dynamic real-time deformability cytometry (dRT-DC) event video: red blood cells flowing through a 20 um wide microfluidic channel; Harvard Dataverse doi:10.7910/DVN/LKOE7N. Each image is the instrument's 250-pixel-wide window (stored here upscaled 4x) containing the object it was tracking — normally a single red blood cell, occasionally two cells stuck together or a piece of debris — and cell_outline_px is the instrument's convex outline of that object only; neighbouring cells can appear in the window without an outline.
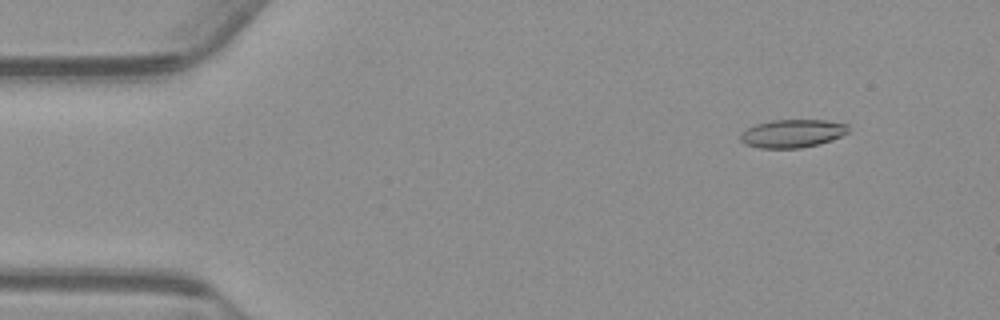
{"species": "common noctule bat (a hibernating species)", "species_latin": "Nyctalus noctula", "temperature_condition": "warm", "stored_images_in_passage": 49, "camera_frame_rate_fps": 3000, "um_per_image_px": 0.085, "animal": {"sex": "male", "body_mass_g": 23.1, "forearm_length_mm": 52.7}, "frame": {"image": 1, "passage_image": 6, "time_ms": 1.667, "image_size_px": [1000, 320], "cell_outline_px": [[848, 132], [832, 140], [800, 148], [760, 148], [744, 144], [740, 140], [740, 132], [756, 124], [772, 120], [824, 120], [848, 124]], "centroid_in_image_um": [67.32, 11.34], "position_along_channel_um": 17.7, "area_um2": 17.63}}
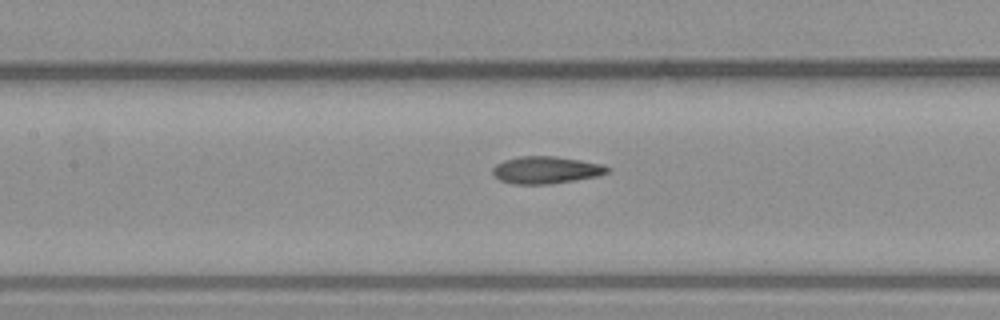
{"frame": {"image": 2, "passage_image": 25, "time_ms": 8.0, "image_size_px": [1000, 320], "cell_outline_px": [[612, 168], [608, 172], [600, 176], [552, 184], [512, 184], [500, 180], [492, 172], [492, 168], [496, 164], [504, 160], [520, 156], [556, 156], [604, 164]], "centroid_in_image_um": [46.45, 14.45], "position_along_channel_um": 160.9, "area_um2": 18.44}}
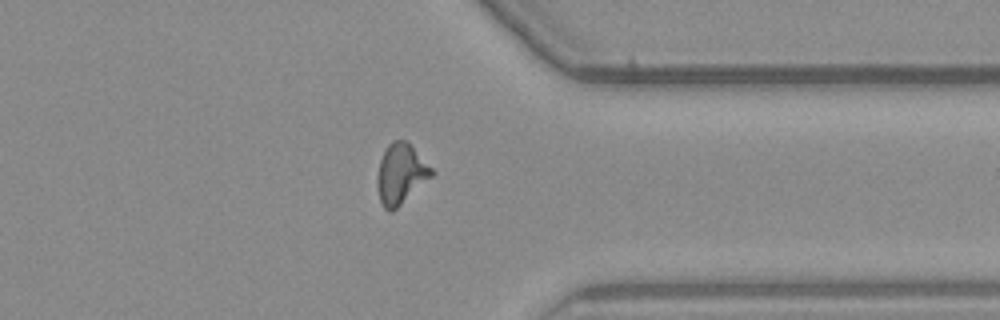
{"frame": {"image": 3, "passage_image": 43, "time_ms": 14.0, "image_size_px": [1000, 320], "cell_outline_px": [[436, 172], [432, 176], [392, 212], [388, 212], [384, 208], [380, 200], [376, 180], [380, 160], [384, 148], [392, 140], [404, 140]], "centroid_in_image_um": [34.04, 14.79], "position_along_channel_um": 377.4, "area_um2": 18.79}, "authors_computed_cell_mechanics": {"area_um2": 17.8024, "velocity_mm_per_s": 3.7443, "shape_relaxation_time_tau1_ms": null, "shape_relaxation_time_tau2_ms": 2.7654, "deformation_change_tau1": null, "deformation_change_tau2": 0.1085}}